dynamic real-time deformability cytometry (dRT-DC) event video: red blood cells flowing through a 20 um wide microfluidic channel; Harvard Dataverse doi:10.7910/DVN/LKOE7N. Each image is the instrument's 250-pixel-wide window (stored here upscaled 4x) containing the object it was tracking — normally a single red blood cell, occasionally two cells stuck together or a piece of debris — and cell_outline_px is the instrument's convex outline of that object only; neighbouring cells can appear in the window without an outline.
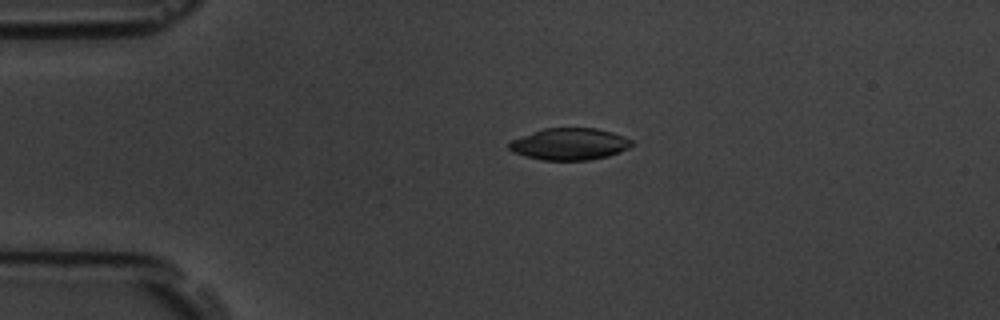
{"species": "common noctule bat (a hibernating species)", "species_latin": "Nyctalus noctula", "temperature_condition": "room temperature", "stored_images_in_passage": 2, "camera_frame_rate_fps": 3000, "um_per_image_px": 0.085, "animal": {"sex": "male", "body_mass_g": 19.5, "forearm_length_mm": 54.6}, "frame": {"image": 1, "passage_image": 1, "time_ms": 0.0, "image_size_px": [1000, 320], "cell_outline_px": [[632, 144], [628, 148], [620, 152], [608, 156], [588, 160], [544, 160], [524, 156], [512, 152], [508, 148], [508, 144], [512, 140], [544, 128], [596, 128], [612, 132], [624, 136], [632, 140]], "centroid_in_image_um": [48.42, 12.25], "position_along_channel_um": 36.6, "area_um2": 22.66}}